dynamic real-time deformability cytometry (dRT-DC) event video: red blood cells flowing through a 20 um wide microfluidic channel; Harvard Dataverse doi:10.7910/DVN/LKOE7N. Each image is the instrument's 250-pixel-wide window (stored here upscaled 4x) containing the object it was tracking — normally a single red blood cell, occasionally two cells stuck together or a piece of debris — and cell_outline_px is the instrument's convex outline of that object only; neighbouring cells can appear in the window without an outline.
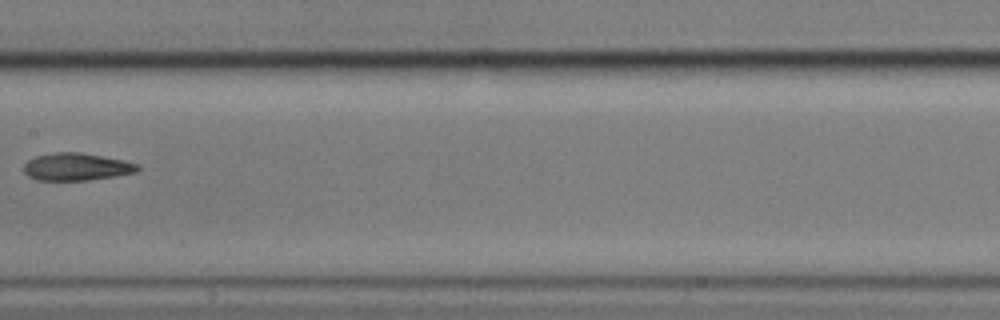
{"species": "common noctule bat (a hibernating species)", "species_latin": "Nyctalus noctula", "temperature_condition": "cold", "stored_images_in_passage": 9, "camera_frame_rate_fps": 3000, "um_per_image_px": 0.085, "animal": {"sex": "male", "body_mass_g": 17.9}, "frame": {"image": 1, "passage_image": 7, "time_ms": 8.0, "image_size_px": [1000, 320], "cell_outline_px": [[140, 168], [136, 172], [116, 176], [88, 180], [36, 180], [28, 176], [24, 172], [24, 164], [28, 160], [36, 156], [56, 152], [80, 152], [124, 160], [136, 164]], "centroid_in_image_um": [6.48, 14.18], "position_along_channel_um": 200.9, "area_um2": 18.15}}
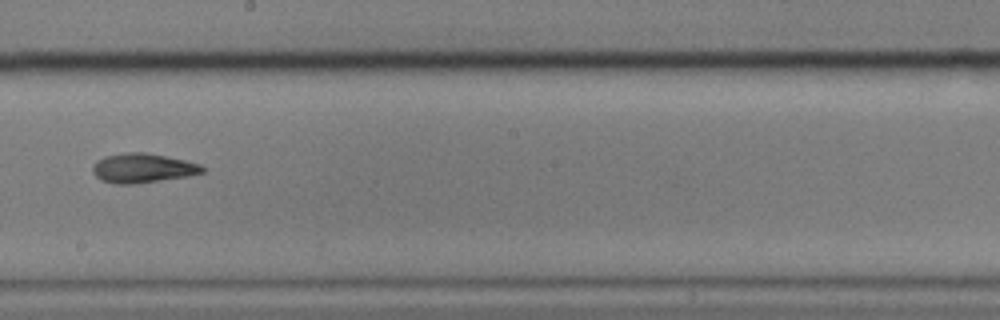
{"frame": {"image": 2, "passage_image": 8, "time_ms": 9.0, "image_size_px": [1000, 320], "cell_outline_px": [[208, 168], [204, 172], [188, 176], [132, 184], [116, 184], [100, 180], [92, 172], [92, 168], [96, 160], [104, 156], [128, 152], [144, 152], [184, 160], [200, 164]], "centroid_in_image_um": [12.12, 14.29], "position_along_channel_um": 236.1, "area_um2": 18.79}}
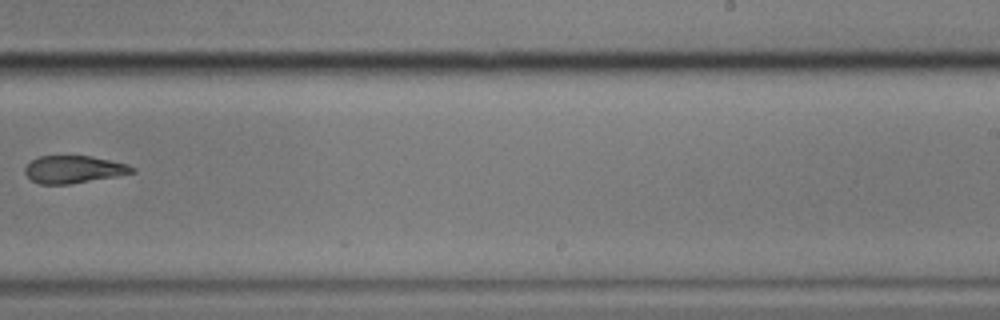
{"frame": {"image": 3, "passage_image": 9, "time_ms": 10.333, "image_size_px": [1000, 320], "cell_outline_px": [[136, 172], [116, 176], [68, 184], [40, 184], [32, 180], [24, 172], [24, 168], [32, 160], [40, 156], [92, 156], [128, 164], [136, 168]], "centroid_in_image_um": [6.28, 14.39], "position_along_channel_um": 282.7, "area_um2": 17.05}}